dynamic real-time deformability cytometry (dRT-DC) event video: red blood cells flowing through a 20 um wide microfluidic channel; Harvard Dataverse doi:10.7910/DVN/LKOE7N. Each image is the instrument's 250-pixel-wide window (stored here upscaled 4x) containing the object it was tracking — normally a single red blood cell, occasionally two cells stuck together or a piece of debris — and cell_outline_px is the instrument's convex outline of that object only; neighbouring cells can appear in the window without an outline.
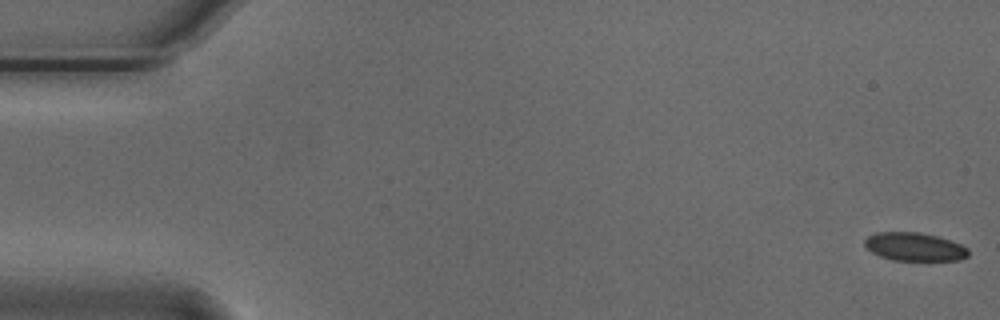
{"species": "Egyptian fruit bat (a non-hibernating species)", "species_latin": "Rousettus aegyptiacus", "temperature_condition": "cold", "stored_images_in_passage": 57, "segment_of_instrument_passage": [1, 2], "camera_frame_rate_fps": 3000, "um_per_image_px": 0.085, "animal": {"sex": "male"}, "frame": {"image": 1, "passage_image": 1, "time_ms": 0.0, "image_size_px": [1000, 320], "cell_outline_px": [[968, 256], [960, 260], [892, 260], [880, 256], [864, 248], [864, 240], [868, 236], [876, 232], [920, 232], [936, 236], [960, 244], [968, 248]], "centroid_in_image_um": [77.69, 20.97], "position_along_channel_um": 7.3, "area_um2": 17.11}}
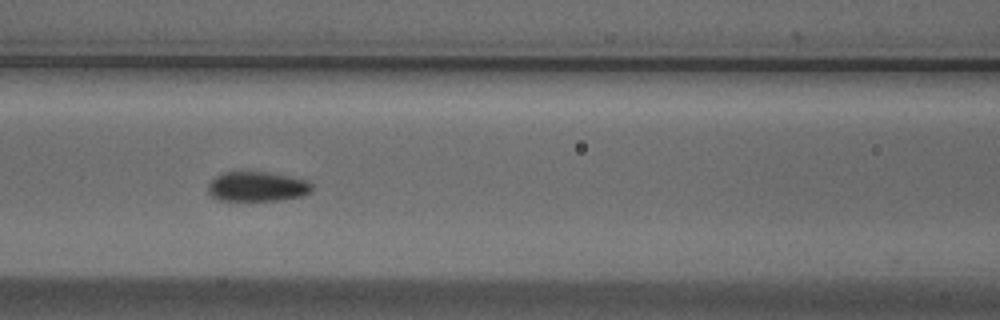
{"frame": {"image": 2, "passage_image": 24, "time_ms": 7.667, "image_size_px": [1000, 320], "cell_outline_px": [[312, 192], [304, 196], [280, 200], [220, 200], [212, 196], [208, 192], [208, 184], [216, 176], [224, 172], [268, 172], [308, 180], [312, 184]], "centroid_in_image_um": [21.9, 15.86], "position_along_channel_um": 144.7, "area_um2": 18.03}}
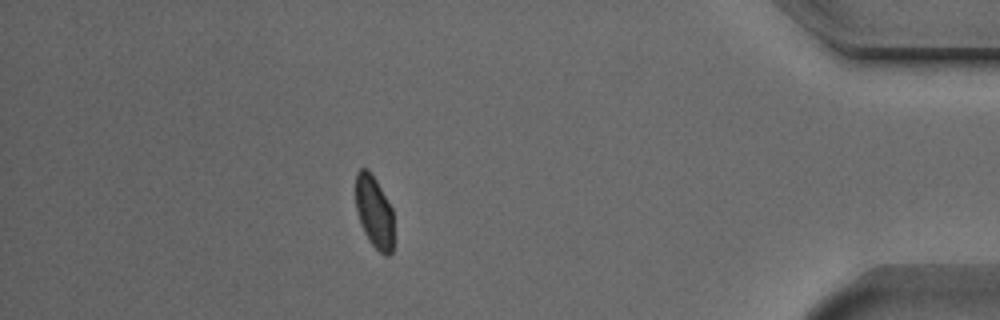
{"frame": {"image": 3, "passage_image": 49, "time_ms": 16.0, "image_size_px": [1000, 320], "cell_outline_px": [[392, 252], [388, 256], [384, 256], [368, 240], [360, 224], [356, 208], [356, 172], [360, 168], [368, 168], [376, 180], [392, 208]], "centroid_in_image_um": [31.79, 18.0], "position_along_channel_um": 403.4, "area_um2": 15.95}}